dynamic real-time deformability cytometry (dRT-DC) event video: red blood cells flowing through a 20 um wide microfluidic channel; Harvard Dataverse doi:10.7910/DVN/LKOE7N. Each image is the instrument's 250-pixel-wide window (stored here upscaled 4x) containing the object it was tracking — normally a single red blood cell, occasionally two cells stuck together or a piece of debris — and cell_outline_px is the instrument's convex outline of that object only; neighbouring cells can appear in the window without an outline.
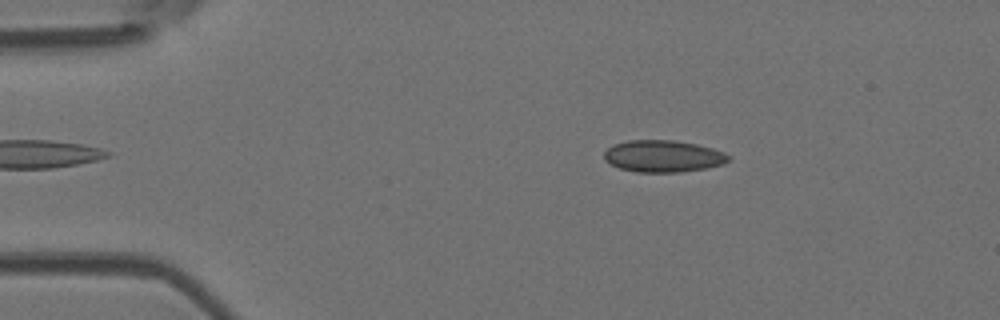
{"species": "Egyptian fruit bat (a non-hibernating species)", "species_latin": "Rousettus aegyptiacus", "temperature_condition": "room temperature", "stored_images_in_passage": 5, "camera_frame_rate_fps": 3000, "um_per_image_px": 0.085, "animal": {"sex": "female"}, "frame": {"image": 1, "passage_image": 2, "time_ms": 1.333, "image_size_px": [1000, 320], "cell_outline_px": [[732, 156], [724, 164], [704, 168], [680, 172], [636, 172], [620, 168], [604, 160], [604, 152], [608, 148], [616, 144], [628, 140], [672, 140], [696, 144], [712, 148], [724, 152]], "centroid_in_image_um": [56.38, 13.27], "position_along_channel_um": 28.6, "area_um2": 23.0}}
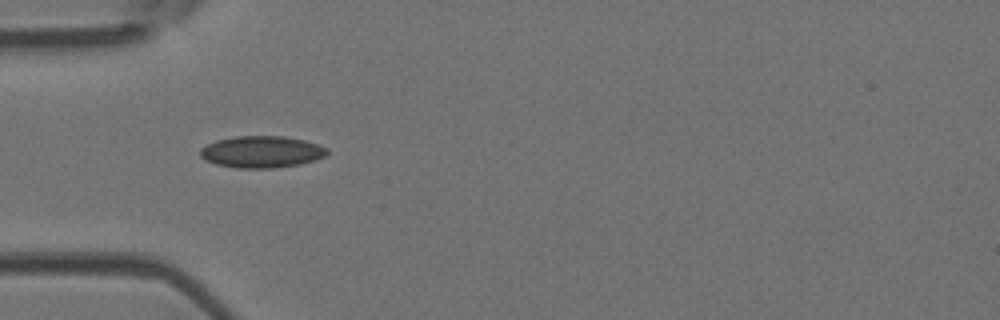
{"frame": {"image": 2, "passage_image": 4, "time_ms": 3.667, "image_size_px": [1000, 320], "cell_outline_px": [[328, 152], [324, 156], [316, 160], [300, 164], [272, 168], [236, 168], [216, 164], [204, 160], [200, 156], [200, 148], [216, 140], [236, 136], [284, 136], [304, 140], [328, 148]], "centroid_in_image_um": [22.22, 12.91], "position_along_channel_um": 62.8, "area_um2": 23.52}}
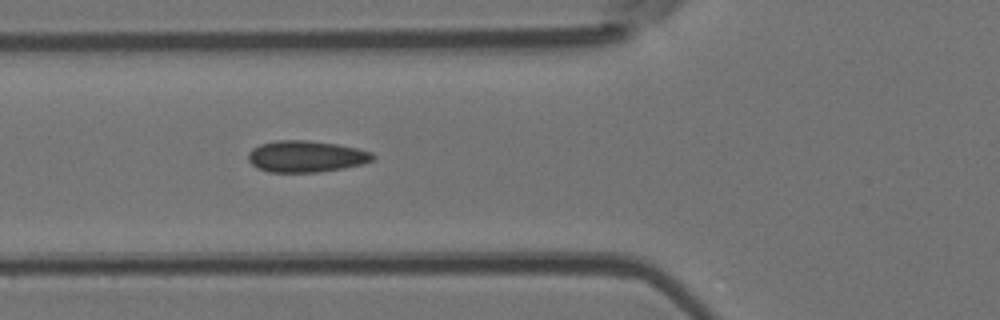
{"frame": {"image": 3, "passage_image": 5, "time_ms": 4.667, "image_size_px": [1000, 320], "cell_outline_px": [[376, 156], [372, 160], [364, 164], [344, 168], [320, 172], [268, 172], [256, 168], [248, 160], [248, 152], [252, 148], [260, 144], [276, 140], [308, 140], [336, 144], [356, 148], [372, 152]], "centroid_in_image_um": [26.0, 13.3], "position_along_channel_um": 99.8, "area_um2": 23.06}}